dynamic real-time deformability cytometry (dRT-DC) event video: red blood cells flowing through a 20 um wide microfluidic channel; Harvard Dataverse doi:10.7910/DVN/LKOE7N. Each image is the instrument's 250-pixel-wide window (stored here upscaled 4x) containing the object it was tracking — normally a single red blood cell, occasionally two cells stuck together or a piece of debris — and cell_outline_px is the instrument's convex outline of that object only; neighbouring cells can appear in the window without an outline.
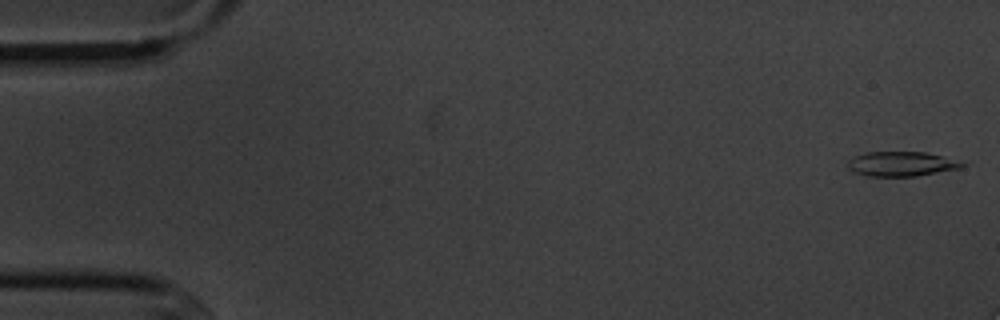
{"species": "common noctule bat (a hibernating species)", "species_latin": "Nyctalus noctula", "temperature_condition": "cold", "stored_images_in_passage": 4, "camera_frame_rate_fps": 3000, "um_per_image_px": 0.085, "animal": {"sex": "male", "body_mass_g": 20.1, "forearm_length_mm": 53.5}, "frame": {"image": 1, "passage_image": 1, "time_ms": 0.0, "image_size_px": [1000, 320], "cell_outline_px": [[968, 164], [964, 168], [916, 176], [868, 176], [856, 172], [848, 168], [848, 160], [864, 152], [924, 152], [940, 156]], "centroid_in_image_um": [76.64, 13.94], "position_along_channel_um": 8.4, "area_um2": 16.3}}